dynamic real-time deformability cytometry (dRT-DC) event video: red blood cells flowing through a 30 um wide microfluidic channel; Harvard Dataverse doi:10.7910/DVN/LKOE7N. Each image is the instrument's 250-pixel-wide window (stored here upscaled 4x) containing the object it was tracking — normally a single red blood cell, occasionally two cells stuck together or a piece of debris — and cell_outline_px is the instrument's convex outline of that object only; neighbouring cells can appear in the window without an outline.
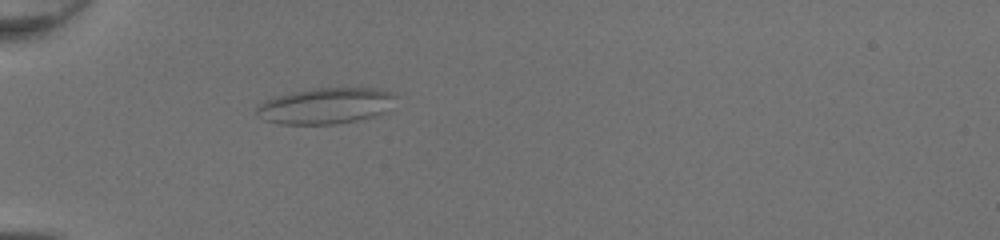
{"species": "common noctule bat (a hibernating species)", "species_latin": "Nyctalus noctula", "temperature_condition": "room temperature", "stored_images_in_passage": 37, "camera_frame_rate_fps": 3000, "um_per_image_px": 0.085, "animal": {"sex": "female", "body_mass_g": 20.0, "forearm_length_mm": 54.0}, "frame": {"image": 1, "passage_image": 4, "time_ms": 1.0, "image_size_px": [1000, 240], "cell_outline_px": [[396, 96], [384, 112], [372, 116], [356, 120], [336, 124], [280, 124], [264, 120], [256, 116], [256, 108], [264, 100], [276, 96], [292, 92], [316, 88], [376, 88], [396, 92]], "centroid_in_image_um": [27.64, 8.99], "position_along_channel_um": 57.4, "area_um2": 29.13}}
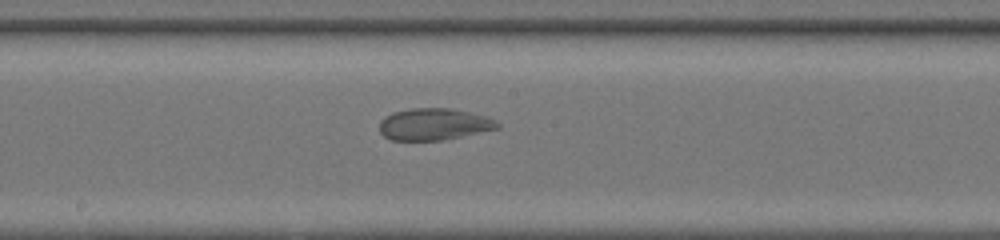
{"frame": {"image": 2, "passage_image": 16, "time_ms": 5.0, "image_size_px": [1000, 240], "cell_outline_px": [[500, 128], [444, 140], [392, 140], [384, 136], [380, 132], [380, 120], [392, 112], [412, 108], [448, 108], [488, 116], [496, 120], [500, 124]], "centroid_in_image_um": [36.9, 10.56], "position_along_channel_um": 211.3, "area_um2": 21.91}}
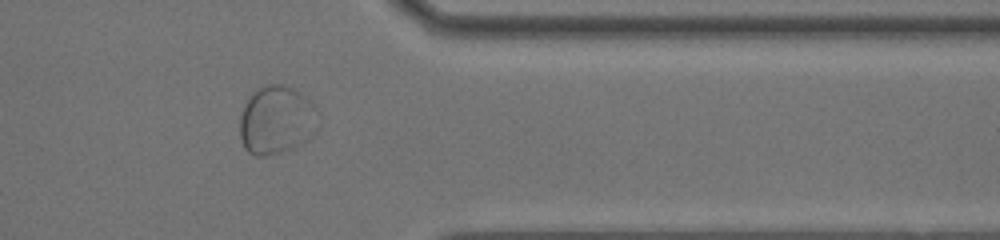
{"frame": {"image": 3, "passage_image": 29, "time_ms": 9.333, "image_size_px": [1000, 240], "cell_outline_px": [[316, 132], [308, 140], [292, 148], [280, 152], [264, 156], [256, 156], [248, 152], [244, 148], [240, 136], [240, 116], [252, 92], [268, 84], [284, 84], [308, 96], [316, 104]], "centroid_in_image_um": [23.52, 10.2], "position_along_channel_um": 387.9, "area_um2": 31.39}}